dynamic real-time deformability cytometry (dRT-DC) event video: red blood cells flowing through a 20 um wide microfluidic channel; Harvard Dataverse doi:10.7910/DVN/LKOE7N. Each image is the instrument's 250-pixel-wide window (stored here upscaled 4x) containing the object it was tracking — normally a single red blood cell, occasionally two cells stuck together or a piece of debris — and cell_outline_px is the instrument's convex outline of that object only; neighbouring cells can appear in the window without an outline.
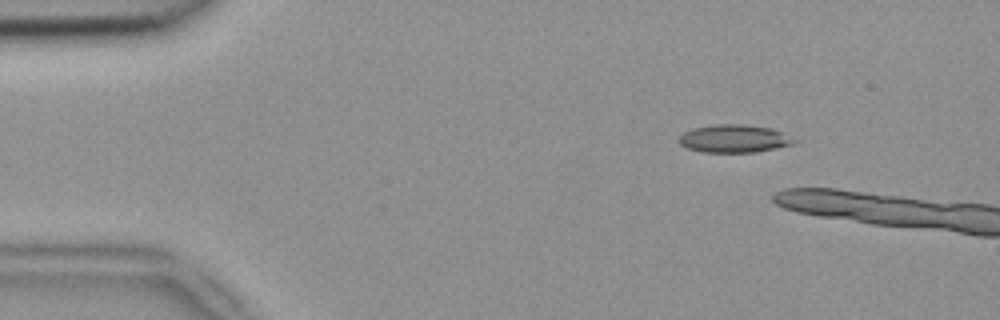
{"species": "common noctule bat (a hibernating species)", "species_latin": "Nyctalus noctula", "temperature_condition": "room temperature", "stored_images_in_passage": 2, "camera_frame_rate_fps": 3000, "um_per_image_px": 0.085, "animal": {"sex": "female", "body_mass_g": 18.4}, "frame": {"image": 1, "passage_image": 1, "time_ms": 0.0, "image_size_px": [1000, 320], "cell_outline_px": [[800, 140], [792, 144], [776, 148], [756, 152], [704, 152], [688, 148], [680, 144], [680, 136], [684, 132], [692, 128], [716, 124], [744, 124], [772, 128]], "centroid_in_image_um": [62.44, 11.77], "position_along_channel_um": 22.6, "area_um2": 18.73}}